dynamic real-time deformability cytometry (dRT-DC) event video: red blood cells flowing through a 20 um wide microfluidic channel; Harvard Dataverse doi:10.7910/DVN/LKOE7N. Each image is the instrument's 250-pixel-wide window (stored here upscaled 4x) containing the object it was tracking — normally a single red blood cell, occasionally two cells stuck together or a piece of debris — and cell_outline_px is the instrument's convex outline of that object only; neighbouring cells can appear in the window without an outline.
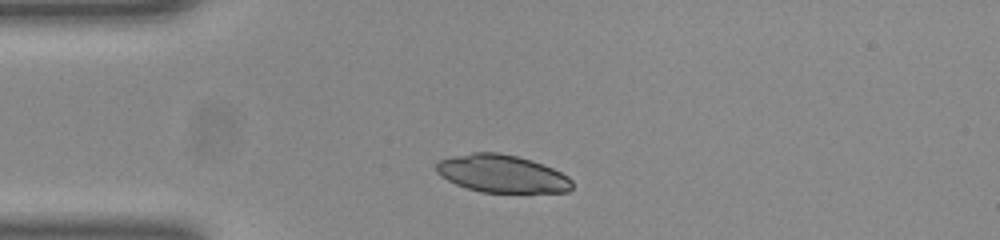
{"species": "common noctule bat (a hibernating species)", "species_latin": "Nyctalus noctula", "temperature_condition": "room temperature", "stored_images_in_passage": 34, "camera_frame_rate_fps": 3000, "um_per_image_px": 0.085, "animal": {"sex": "female", "body_mass_g": 23.0, "forearm_length_mm": 53.4}, "frame": {"image": 1, "passage_image": 4, "time_ms": 1.0, "image_size_px": [1000, 240], "cell_outline_px": [[572, 188], [568, 192], [480, 192], [456, 184], [448, 180], [436, 168], [436, 164], [440, 160], [452, 156], [472, 152], [500, 152], [532, 160], [552, 168], [568, 176], [572, 180]], "centroid_in_image_um": [42.7, 14.76], "position_along_channel_um": 42.3, "area_um2": 29.59}}
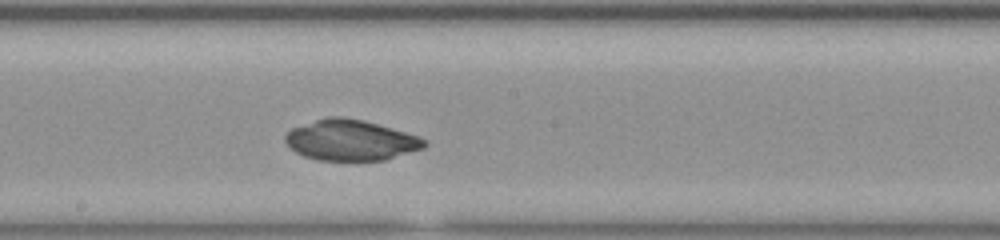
{"frame": {"image": 2, "passage_image": 19, "time_ms": 6.0, "image_size_px": [1000, 240], "cell_outline_px": [[428, 144], [424, 148], [384, 160], [316, 160], [304, 156], [288, 148], [284, 140], [284, 136], [292, 128], [328, 116], [340, 116], [364, 120], [404, 132], [416, 136], [424, 140]], "centroid_in_image_um": [29.76, 11.92], "position_along_channel_um": 218.4, "area_um2": 32.77}}
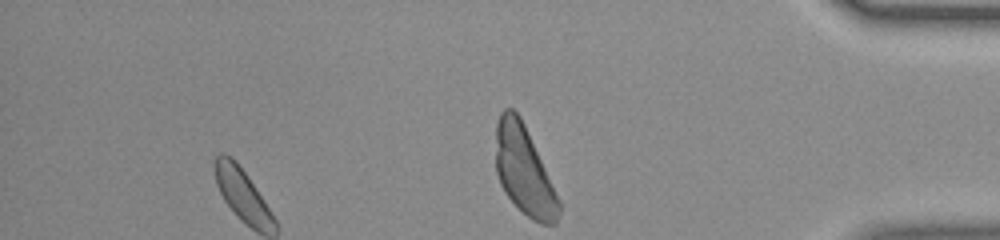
{"frame": {"image": 3, "passage_image": 34, "time_ms": 11.0, "image_size_px": [1000, 240], "cell_outline_px": [[560, 212], [556, 224], [540, 224], [532, 220], [508, 196], [500, 184], [496, 172], [496, 124], [500, 112], [504, 108], [512, 108], [520, 116], [524, 124], [560, 200]], "centroid_in_image_um": [44.54, 14.49], "position_along_channel_um": 390.7, "area_um2": 32.31}}